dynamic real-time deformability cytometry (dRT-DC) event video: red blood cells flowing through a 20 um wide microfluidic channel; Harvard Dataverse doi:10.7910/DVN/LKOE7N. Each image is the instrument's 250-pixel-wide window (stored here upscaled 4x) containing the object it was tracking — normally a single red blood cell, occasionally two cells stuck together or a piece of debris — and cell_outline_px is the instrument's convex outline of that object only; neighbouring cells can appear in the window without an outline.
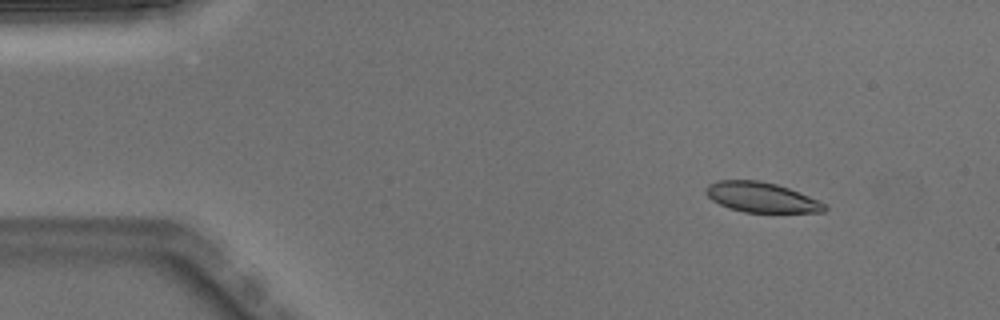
{"species": "Egyptian fruit bat (a non-hibernating species)", "species_latin": "Rousettus aegyptiacus", "temperature_condition": "warm", "stored_images_in_passage": 3, "camera_frame_rate_fps": 3000, "um_per_image_px": 0.085, "animal": {"sex": "male"}, "frame": {"image": 1, "passage_image": 1, "time_ms": 0.0, "image_size_px": [1000, 320], "cell_outline_px": [[828, 208], [824, 212], [744, 212], [728, 208], [712, 200], [704, 192], [704, 188], [708, 184], [716, 180], [760, 180], [776, 184], [788, 188], [820, 200]], "centroid_in_image_um": [64.69, 16.76], "position_along_channel_um": 20.3, "area_um2": 20.87}}